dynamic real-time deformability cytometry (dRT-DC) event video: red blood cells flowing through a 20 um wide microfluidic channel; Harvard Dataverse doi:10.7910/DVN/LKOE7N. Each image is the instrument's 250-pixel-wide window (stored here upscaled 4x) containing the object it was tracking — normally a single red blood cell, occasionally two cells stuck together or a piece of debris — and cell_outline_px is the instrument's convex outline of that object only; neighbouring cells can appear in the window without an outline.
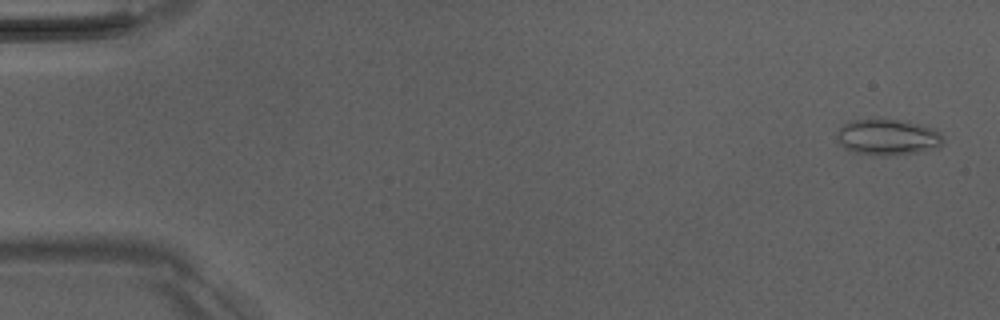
{"species": "Egyptian fruit bat (a non-hibernating species)", "species_latin": "Rousettus aegyptiacus", "temperature_condition": "room temperature", "stored_images_in_passage": 6, "camera_frame_rate_fps": 3000, "um_per_image_px": 0.085, "animal": {"sex": "male"}, "frame": {"image": 1, "passage_image": 1, "time_ms": 0.0, "image_size_px": [1000, 320], "cell_outline_px": [[944, 140], [936, 148], [924, 152], [888, 156], [848, 152], [836, 140], [836, 132], [844, 124], [852, 120], [900, 120], [920, 124], [932, 128], [940, 132]], "centroid_in_image_um": [75.44, 11.68], "position_along_channel_um": 9.6, "area_um2": 22.48}}